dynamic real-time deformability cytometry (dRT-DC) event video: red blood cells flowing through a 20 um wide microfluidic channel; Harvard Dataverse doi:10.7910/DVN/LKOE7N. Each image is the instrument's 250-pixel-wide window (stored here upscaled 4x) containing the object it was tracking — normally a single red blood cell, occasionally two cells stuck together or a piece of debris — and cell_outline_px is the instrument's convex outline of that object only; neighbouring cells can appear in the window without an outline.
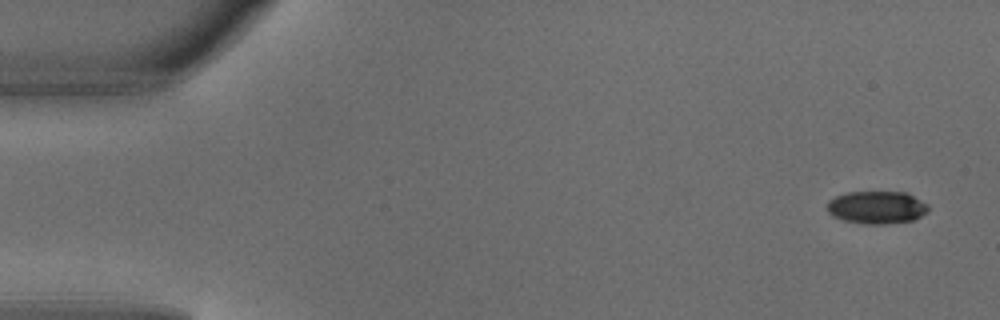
{"species": "common noctule bat (a hibernating species)", "species_latin": "Nyctalus noctula", "temperature_condition": "warm", "stored_images_in_passage": 4, "camera_frame_rate_fps": 3000, "um_per_image_px": 0.085, "animal": {"sex": "male", "body_mass_g": 18.8}, "frame": {"image": 1, "passage_image": 1, "time_ms": 0.0, "image_size_px": [1000, 320], "cell_outline_px": [[928, 212], [912, 220], [884, 224], [864, 224], [844, 220], [832, 216], [828, 212], [828, 200], [836, 196], [848, 192], [908, 192], [928, 204]], "centroid_in_image_um": [74.53, 17.62], "position_along_channel_um": 10.5, "area_um2": 19.31}}
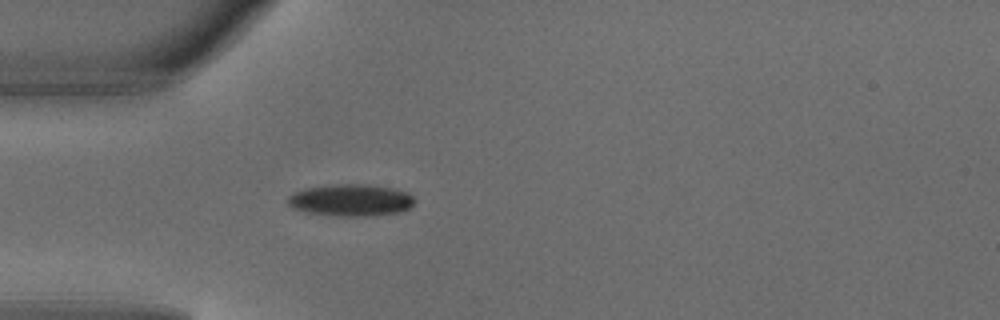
{"frame": {"image": 2, "passage_image": 4, "time_ms": 1.0, "image_size_px": [1000, 320], "cell_outline_px": [[416, 200], [412, 208], [400, 212], [372, 216], [340, 216], [308, 212], [292, 208], [288, 204], [288, 196], [296, 192], [308, 188], [336, 184], [368, 184], [392, 188], [408, 192]], "centroid_in_image_um": [29.89, 17.02], "position_along_channel_um": 55.1, "area_um2": 23.64}}